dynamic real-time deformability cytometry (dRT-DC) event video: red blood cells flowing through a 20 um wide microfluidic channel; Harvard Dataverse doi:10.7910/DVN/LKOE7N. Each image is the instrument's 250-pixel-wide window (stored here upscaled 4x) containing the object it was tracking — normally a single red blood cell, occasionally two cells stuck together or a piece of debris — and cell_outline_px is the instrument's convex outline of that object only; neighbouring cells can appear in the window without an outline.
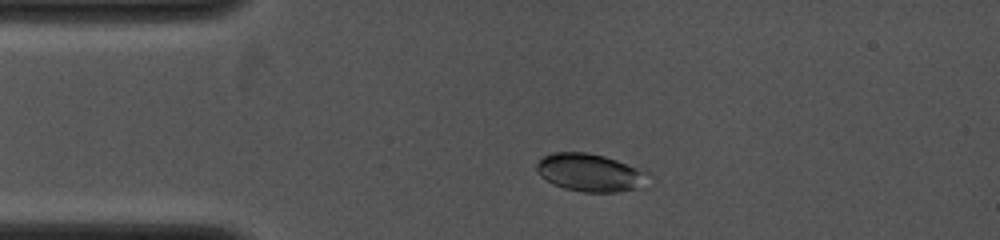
{"species": "common noctule bat (a hibernating species)", "species_latin": "Nyctalus noctula", "temperature_condition": "cold", "stored_images_in_passage": 12, "camera_frame_rate_fps": 4000, "um_per_image_px": 0.085, "animal": {"sex": "female", "body_mass_g": 19.0, "forearm_length_mm": 53.3}, "frame": {"image": 1, "passage_image": 7, "time_ms": 1.75, "image_size_px": [1000, 240], "cell_outline_px": [[652, 176], [636, 188], [616, 192], [584, 192], [564, 188], [552, 184], [540, 176], [536, 172], [536, 164], [544, 156], [552, 152], [588, 152], [604, 156], [644, 168]], "centroid_in_image_um": [50.16, 14.66], "position_along_channel_um": 34.8, "area_um2": 24.85}}
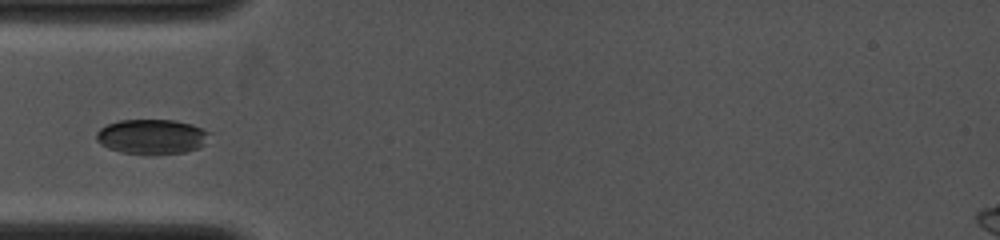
{"frame": {"image": 2, "passage_image": 10, "time_ms": 3.25, "image_size_px": [1000, 240], "cell_outline_px": [[212, 132], [204, 144], [200, 148], [184, 152], [120, 152], [108, 148], [100, 144], [96, 140], [96, 132], [100, 128], [108, 124], [120, 120], [176, 120], [192, 124]], "centroid_in_image_um": [12.92, 11.58], "position_along_channel_um": 72.1, "area_um2": 22.6}}
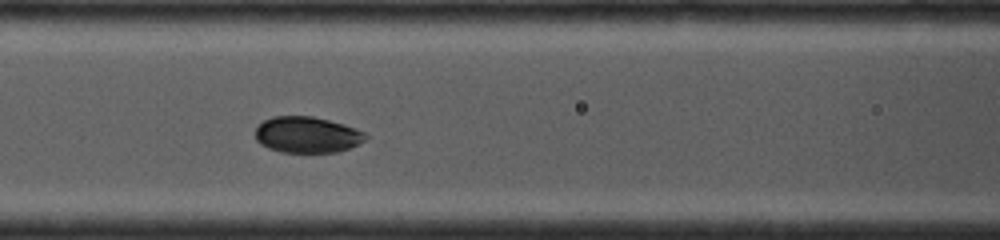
{"frame": {"image": 3, "passage_image": 12, "time_ms": 4.75, "image_size_px": [1000, 240], "cell_outline_px": [[368, 136], [364, 140], [348, 148], [336, 152], [280, 152], [268, 148], [260, 144], [256, 140], [256, 128], [264, 120], [272, 116], [312, 116], [344, 124], [368, 132]], "centroid_in_image_um": [26.1, 11.45], "position_along_channel_um": 140.5, "area_um2": 23.24}}